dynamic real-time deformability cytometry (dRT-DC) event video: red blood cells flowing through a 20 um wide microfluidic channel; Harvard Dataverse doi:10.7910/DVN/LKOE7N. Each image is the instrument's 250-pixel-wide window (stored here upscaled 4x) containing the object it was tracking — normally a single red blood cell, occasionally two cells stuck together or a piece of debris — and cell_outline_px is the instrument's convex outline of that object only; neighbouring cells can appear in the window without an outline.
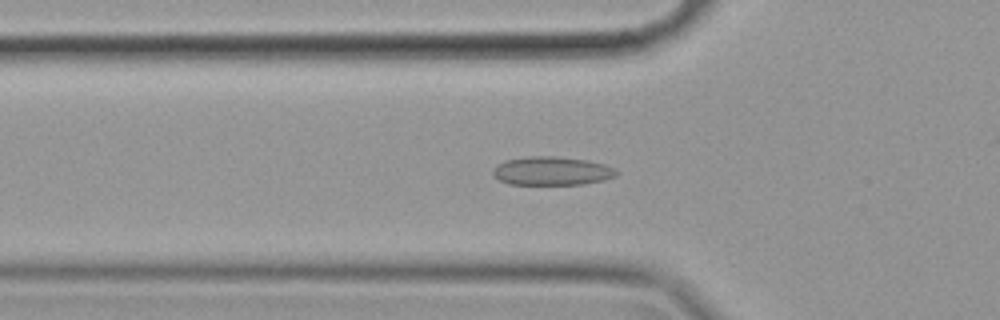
{"species": "common noctule bat (a hibernating species)", "species_latin": "Nyctalus noctula", "temperature_condition": "cold", "stored_images_in_passage": 52, "camera_frame_rate_fps": 3000, "um_per_image_px": 0.085, "animal": {"sex": "female", "body_mass_g": 19.9}, "frame": {"image": 1, "passage_image": 19, "time_ms": 6.0, "image_size_px": [1000, 320], "cell_outline_px": [[620, 172], [616, 176], [604, 180], [584, 184], [508, 184], [500, 180], [492, 172], [492, 168], [496, 164], [504, 160], [528, 156], [556, 156], [584, 160], [604, 164], [616, 168]], "centroid_in_image_um": [46.91, 14.52], "position_along_channel_um": 78.9, "area_um2": 20.69}}
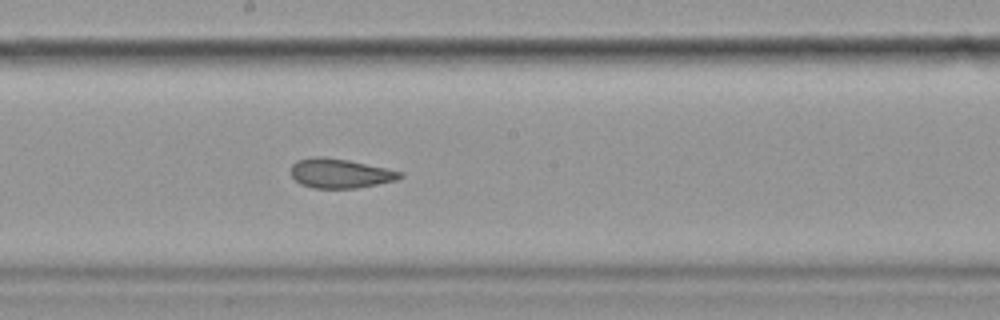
{"frame": {"image": 2, "passage_image": 31, "time_ms": 10.0, "image_size_px": [1000, 320], "cell_outline_px": [[404, 176], [396, 180], [356, 188], [312, 188], [300, 184], [292, 176], [292, 164], [296, 160], [308, 156], [324, 156], [348, 160], [404, 172]], "centroid_in_image_um": [28.88, 14.72], "position_along_channel_um": 219.3, "area_um2": 18.79}}
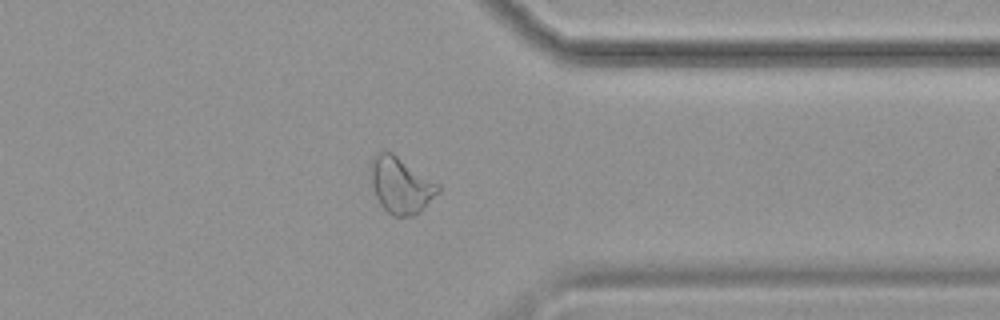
{"frame": {"image": 3, "passage_image": 45, "time_ms": 14.667, "image_size_px": [1000, 320], "cell_outline_px": [[440, 192], [420, 212], [412, 216], [392, 216], [380, 204], [372, 188], [368, 176], [368, 168], [372, 156], [380, 152], [392, 152], [440, 184]], "centroid_in_image_um": [34.04, 15.73], "position_along_channel_um": 377.4, "area_um2": 22.54}}